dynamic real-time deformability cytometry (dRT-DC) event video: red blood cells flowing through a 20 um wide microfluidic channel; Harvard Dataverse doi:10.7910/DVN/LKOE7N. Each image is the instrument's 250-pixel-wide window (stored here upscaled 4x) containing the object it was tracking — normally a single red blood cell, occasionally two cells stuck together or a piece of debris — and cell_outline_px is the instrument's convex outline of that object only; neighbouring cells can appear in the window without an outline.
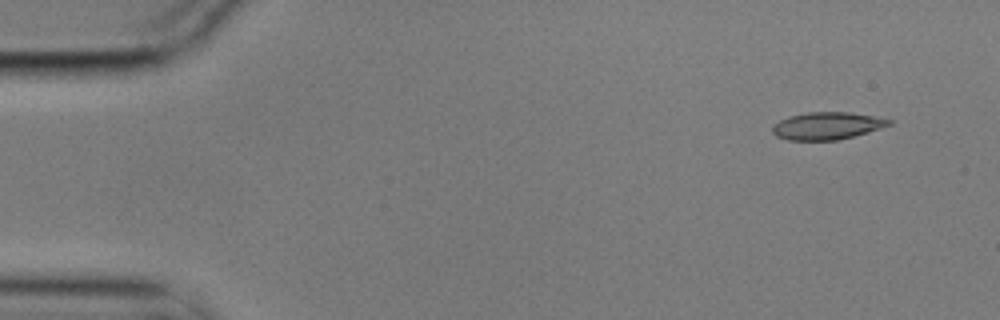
{"species": "common noctule bat (a hibernating species)", "species_latin": "Nyctalus noctula", "temperature_condition": "cold", "stored_images_in_passage": 5, "camera_frame_rate_fps": 3000, "um_per_image_px": 0.085, "animal": {"sex": "male", "body_mass_g": 17.9}, "frame": {"image": 1, "passage_image": 1, "time_ms": 0.0, "image_size_px": [1000, 320], "cell_outline_px": [[892, 124], [868, 132], [836, 140], [788, 140], [776, 136], [772, 132], [772, 124], [788, 116], [808, 112], [848, 112], [872, 116], [892, 120]], "centroid_in_image_um": [70.25, 10.69], "position_along_channel_um": 14.7, "area_um2": 18.5}}
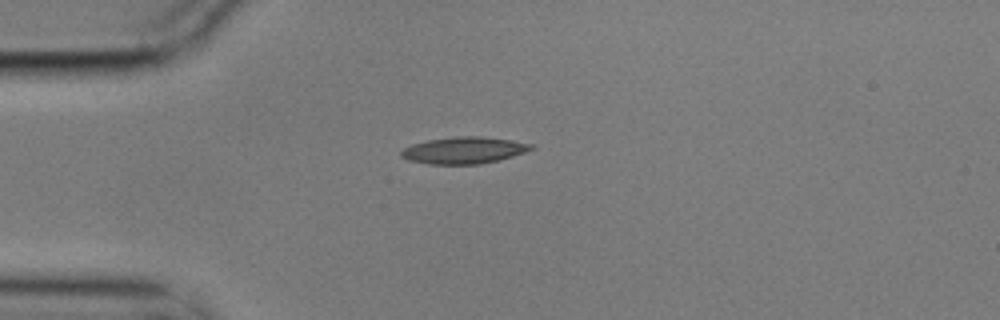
{"frame": {"image": 2, "passage_image": 4, "time_ms": 1.0, "image_size_px": [1000, 320], "cell_outline_px": [[536, 148], [500, 160], [480, 164], [428, 164], [408, 160], [400, 156], [400, 152], [404, 148], [412, 144], [428, 140], [456, 136], [480, 136], [512, 140], [536, 144]], "centroid_in_image_um": [39.46, 12.77], "position_along_channel_um": 45.5, "area_um2": 20.4}}